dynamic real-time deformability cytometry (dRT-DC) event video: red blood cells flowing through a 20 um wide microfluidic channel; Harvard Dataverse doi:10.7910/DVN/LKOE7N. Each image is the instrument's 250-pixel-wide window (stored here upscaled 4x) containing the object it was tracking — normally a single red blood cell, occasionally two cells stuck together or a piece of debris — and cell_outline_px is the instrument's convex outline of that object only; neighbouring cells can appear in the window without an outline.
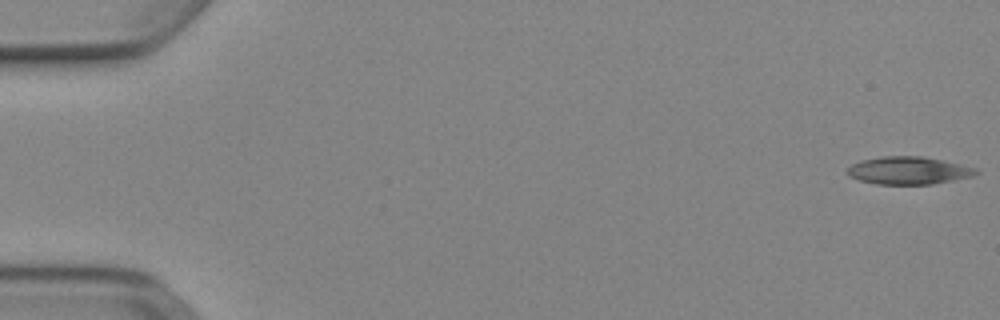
{"species": "Egyptian fruit bat (a non-hibernating species)", "species_latin": "Rousettus aegyptiacus", "temperature_condition": "cold", "stored_images_in_passage": 52, "camera_frame_rate_fps": 3000, "um_per_image_px": 0.085, "animal": {"sex": "female"}, "frame": {"image": 1, "passage_image": 1, "time_ms": 0.0, "image_size_px": [1000, 320], "cell_outline_px": [[980, 172], [972, 176], [932, 184], [876, 184], [860, 180], [848, 176], [844, 172], [852, 164], [860, 160], [884, 156], [920, 156], [960, 164], [976, 168]], "centroid_in_image_um": [77.18, 14.49], "position_along_channel_um": 7.8, "area_um2": 20.63}}
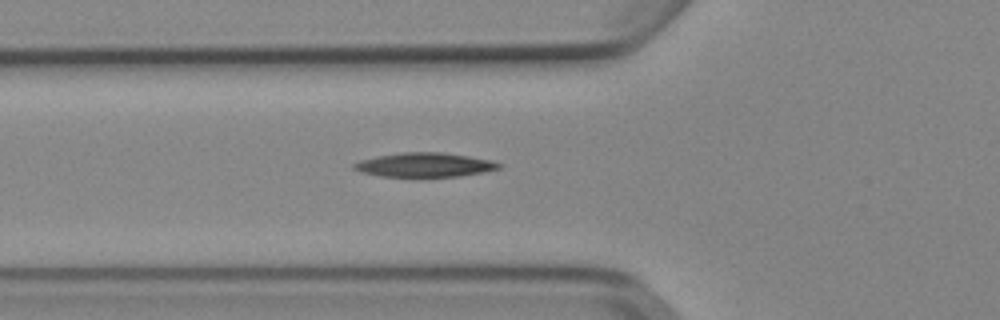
{"frame": {"image": 2, "passage_image": 19, "time_ms": 6.0, "image_size_px": [1000, 320], "cell_outline_px": [[504, 164], [500, 168], [460, 176], [380, 176], [360, 172], [352, 168], [352, 164], [360, 160], [376, 156], [400, 152], [440, 152], [468, 156], [492, 160]], "centroid_in_image_um": [36.06, 14.0], "position_along_channel_um": 89.7, "area_um2": 20.35}}
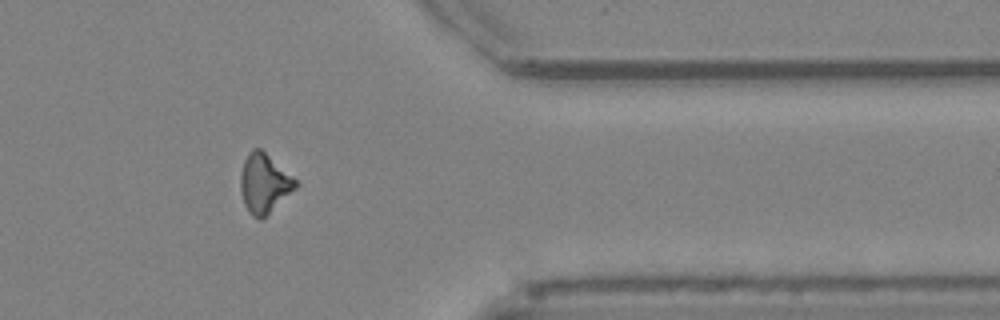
{"frame": {"image": 3, "passage_image": 43, "time_ms": 14.0, "image_size_px": [1000, 320], "cell_outline_px": [[300, 184], [296, 188], [260, 220], [252, 216], [248, 212], [244, 204], [240, 192], [240, 176], [244, 160], [248, 152], [252, 148], [260, 148], [292, 176]], "centroid_in_image_um": [22.43, 15.58], "position_along_channel_um": 389.0, "area_um2": 18.84}, "authors_computed_cell_mechanics": {"area_um2": 19.7387, "velocity_mm_per_s": 3.9133, "shape_relaxation_time_tau1_ms": 7.7546, "shape_relaxation_time_tau2_ms": null, "deformation_change_tau1": 0.1714, "deformation_change_tau2": null}}